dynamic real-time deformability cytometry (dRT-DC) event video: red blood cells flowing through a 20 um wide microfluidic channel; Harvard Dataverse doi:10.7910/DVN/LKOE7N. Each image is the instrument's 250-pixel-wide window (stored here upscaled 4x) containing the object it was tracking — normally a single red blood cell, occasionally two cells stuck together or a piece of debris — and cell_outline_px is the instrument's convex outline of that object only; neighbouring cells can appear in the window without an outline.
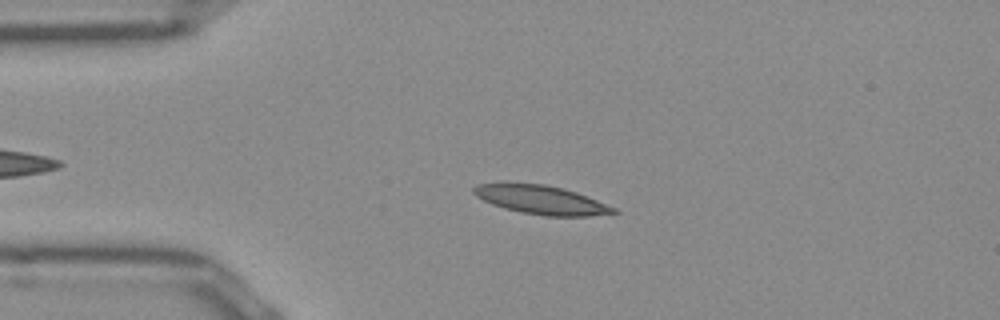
{"species": "Egyptian fruit bat (a non-hibernating species)", "species_latin": "Rousettus aegyptiacus", "temperature_condition": "room temperature", "stored_images_in_passage": 42, "camera_frame_rate_fps": 3000, "um_per_image_px": 0.085, "frame": {"image": 1, "passage_image": 2, "time_ms": 0.333, "image_size_px": [1000, 320], "cell_outline_px": [[620, 212], [588, 216], [544, 216], [520, 212], [504, 208], [492, 204], [476, 196], [472, 192], [472, 188], [476, 184], [504, 180], [544, 184], [564, 188], [588, 196], [616, 208]], "centroid_in_image_um": [45.92, 16.94], "position_along_channel_um": 39.1, "area_um2": 24.22}}
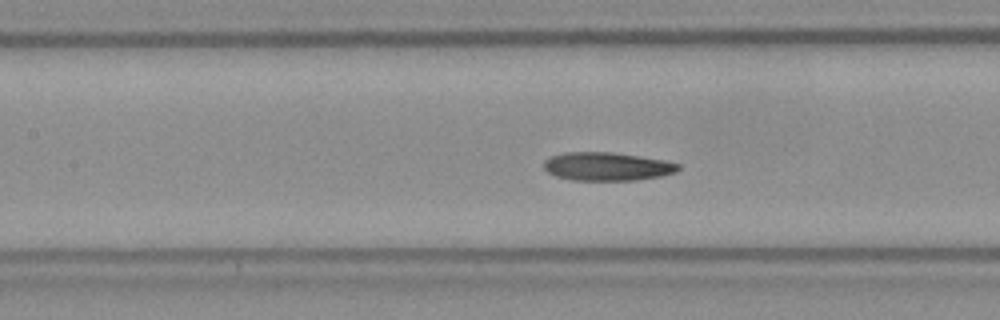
{"frame": {"image": 2, "passage_image": 13, "time_ms": 4.0, "image_size_px": [1000, 320], "cell_outline_px": [[680, 168], [676, 172], [660, 176], [636, 180], [572, 180], [556, 176], [548, 172], [544, 168], [544, 160], [552, 156], [564, 152], [612, 152], [664, 160], [680, 164]], "centroid_in_image_um": [51.6, 14.15], "position_along_channel_um": 155.8, "area_um2": 22.14}}
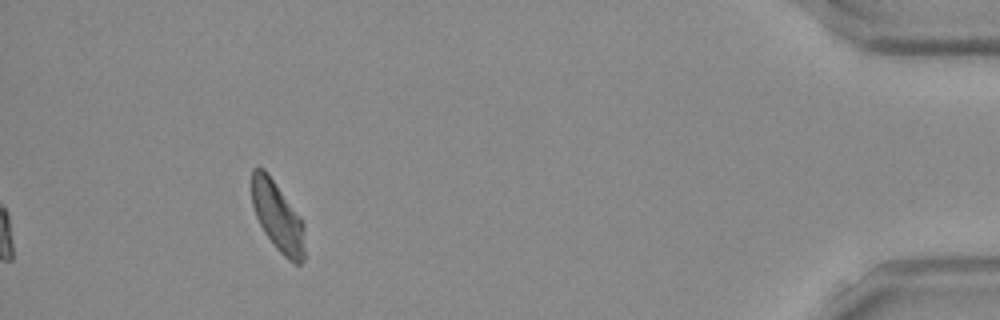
{"frame": {"image": 3, "passage_image": 38, "time_ms": 12.333, "image_size_px": [1000, 320], "cell_outline_px": [[304, 260], [300, 264], [296, 264], [288, 260], [276, 248], [264, 232], [256, 216], [252, 204], [252, 168], [264, 168], [300, 216], [304, 224]], "centroid_in_image_um": [23.61, 18.43], "position_along_channel_um": 411.6, "area_um2": 21.33}, "authors_computed_cell_mechanics": {"area_um2": 22.3975, "velocity_mm_per_s": 3.8611, "shape_relaxation_time_tau1_ms": 4.063, "shape_relaxation_time_tau2_ms": 4.1279, "deformation_change_tau1": 0.1356, "deformation_change_tau2": 0.1066}}